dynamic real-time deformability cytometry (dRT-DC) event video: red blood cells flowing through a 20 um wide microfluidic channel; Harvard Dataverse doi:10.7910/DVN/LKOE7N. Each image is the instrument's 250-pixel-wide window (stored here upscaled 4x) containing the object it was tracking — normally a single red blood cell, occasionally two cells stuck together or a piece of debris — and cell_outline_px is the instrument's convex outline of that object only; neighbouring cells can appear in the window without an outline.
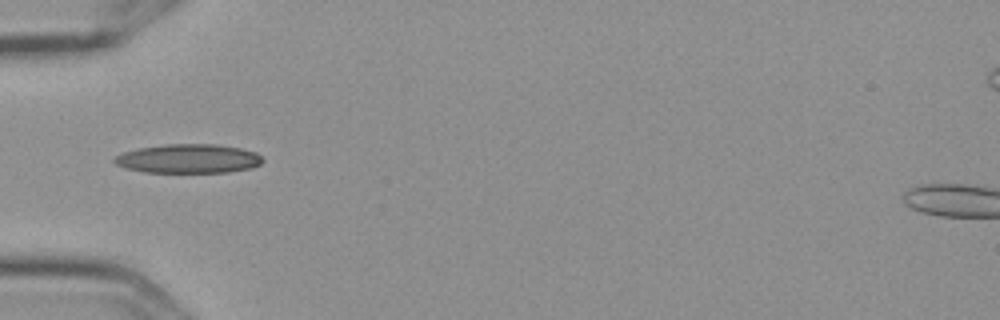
{"species": "Egyptian fruit bat (a non-hibernating species)", "species_latin": "Rousettus aegyptiacus", "temperature_condition": "cold", "stored_images_in_passage": 6, "camera_frame_rate_fps": 3000, "um_per_image_px": 0.085, "frame": {"image": 1, "passage_image": 2, "time_ms": 0.333, "image_size_px": [1000, 320], "cell_outline_px": [[264, 160], [260, 164], [252, 168], [228, 172], [144, 172], [128, 168], [116, 164], [112, 160], [116, 156], [124, 152], [140, 148], [168, 144], [216, 144], [240, 148], [256, 152]], "centroid_in_image_um": [16.05, 13.48], "position_along_channel_um": 68.9, "area_um2": 24.91}}
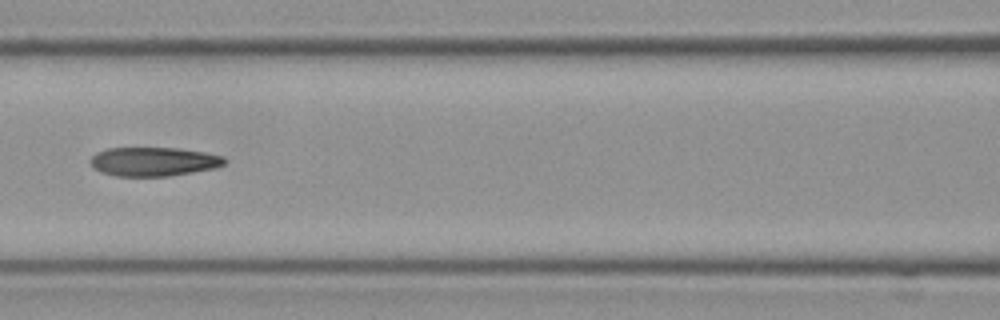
{"frame": {"image": 2, "passage_image": 4, "time_ms": 1.0, "image_size_px": [1000, 320], "cell_outline_px": [[228, 160], [224, 164], [216, 168], [168, 176], [116, 176], [100, 172], [92, 168], [92, 156], [96, 152], [108, 148], [176, 148], [204, 152], [224, 156]], "centroid_in_image_um": [13.07, 13.74], "position_along_channel_um": 153.5, "area_um2": 22.66}}
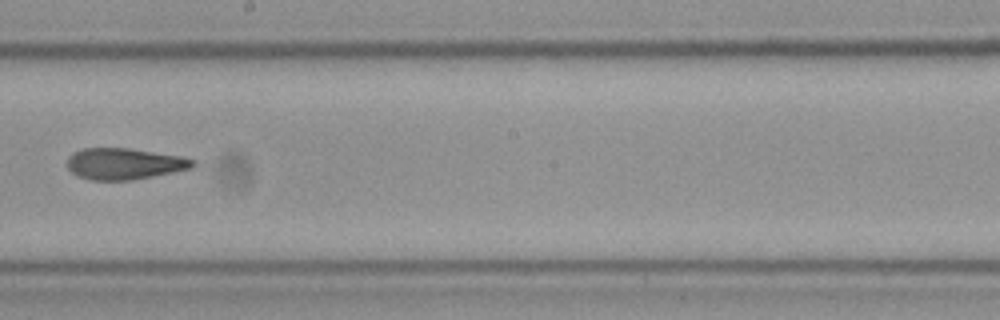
{"frame": {"image": 3, "passage_image": 6, "time_ms": 1.667, "image_size_px": [1000, 320], "cell_outline_px": [[196, 164], [192, 168], [132, 180], [92, 180], [80, 176], [72, 172], [68, 168], [68, 156], [72, 152], [84, 148], [128, 148], [180, 156], [196, 160]], "centroid_in_image_um": [10.57, 13.91], "position_along_channel_um": 237.6, "area_um2": 22.77}}